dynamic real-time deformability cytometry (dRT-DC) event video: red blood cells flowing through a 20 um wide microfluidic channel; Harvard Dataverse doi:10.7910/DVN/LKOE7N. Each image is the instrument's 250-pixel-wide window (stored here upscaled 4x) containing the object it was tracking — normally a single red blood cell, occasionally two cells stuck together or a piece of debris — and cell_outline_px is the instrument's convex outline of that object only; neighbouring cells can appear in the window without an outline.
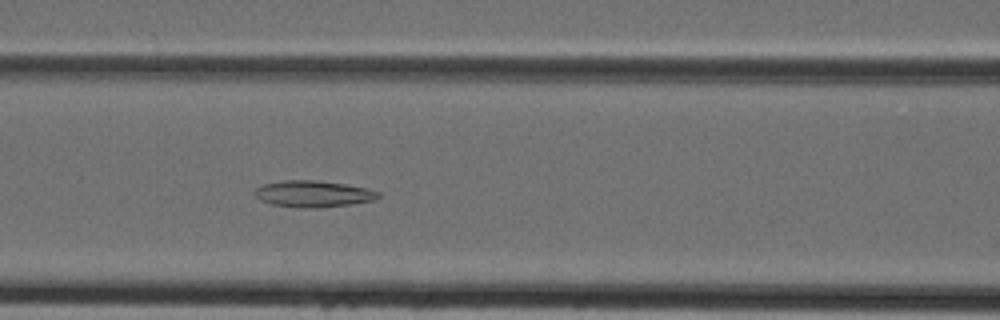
{"species": "Egyptian fruit bat (a non-hibernating species)", "species_latin": "Rousettus aegyptiacus", "temperature_condition": "cold", "stored_images_in_passage": 38, "camera_frame_rate_fps": 3000, "um_per_image_px": 0.085, "animal": {"sex": "female"}, "frame": {"image": 1, "passage_image": 12, "time_ms": 3.667, "image_size_px": [1000, 320], "cell_outline_px": [[380, 196], [376, 200], [320, 208], [300, 208], [272, 204], [260, 200], [256, 196], [256, 188], [264, 184], [284, 180], [316, 180], [344, 184], [368, 188], [380, 192]], "centroid_in_image_um": [26.65, 16.48], "position_along_channel_um": 139.9, "area_um2": 19.02}}
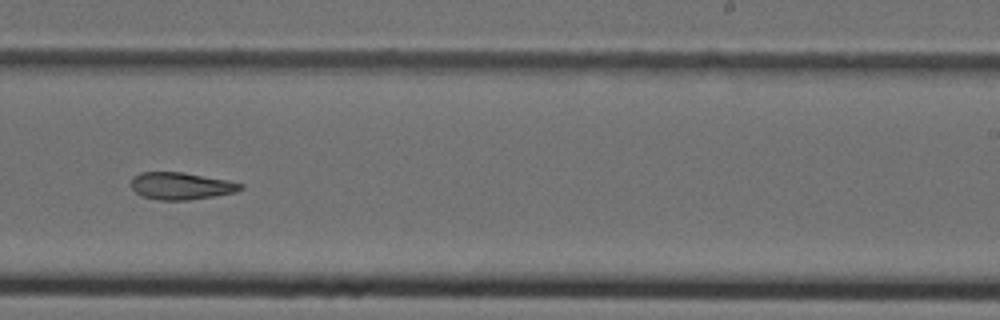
{"frame": {"image": 2, "passage_image": 21, "time_ms": 6.667, "image_size_px": [1000, 320], "cell_outline_px": [[244, 188], [236, 192], [216, 196], [188, 200], [156, 200], [144, 196], [136, 192], [132, 188], [132, 176], [140, 172], [184, 172], [228, 180], [244, 184]], "centroid_in_image_um": [15.42, 15.8], "position_along_channel_um": 273.6, "area_um2": 17.46}}
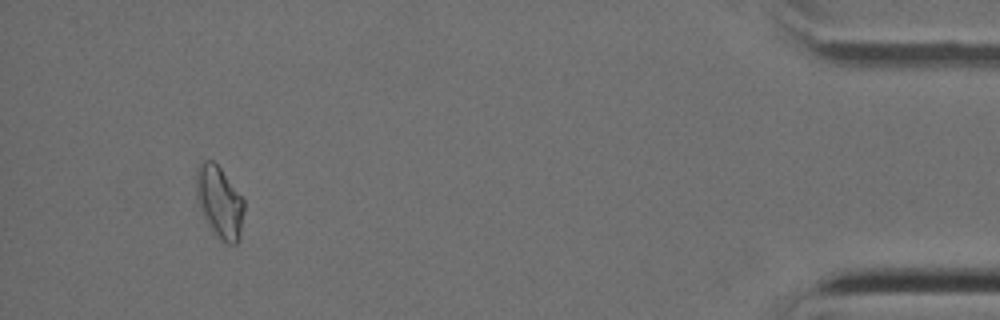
{"frame": {"image": 3, "passage_image": 35, "time_ms": 11.333, "image_size_px": [1000, 320], "cell_outline_px": [[244, 212], [240, 240], [236, 244], [228, 244], [220, 240], [200, 212], [196, 200], [196, 168], [204, 160], [212, 160], [220, 168], [244, 200]], "centroid_in_image_um": [18.65, 17.2], "position_along_channel_um": 416.5, "area_um2": 20.11}}